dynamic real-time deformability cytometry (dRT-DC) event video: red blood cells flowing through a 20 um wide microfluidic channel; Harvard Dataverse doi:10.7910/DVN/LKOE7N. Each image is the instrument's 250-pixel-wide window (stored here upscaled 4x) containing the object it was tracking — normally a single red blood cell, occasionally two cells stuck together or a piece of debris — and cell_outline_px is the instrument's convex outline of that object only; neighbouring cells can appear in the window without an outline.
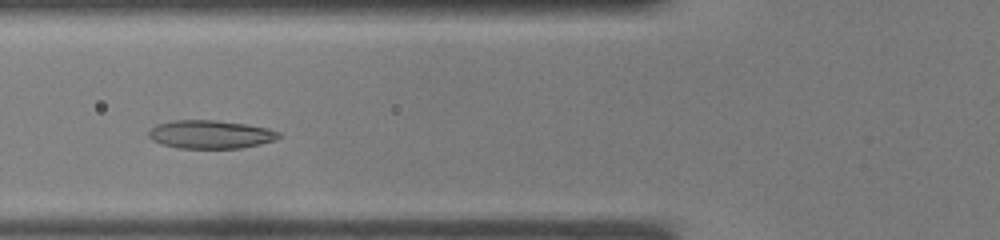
{"species": "common noctule bat (a hibernating species)", "species_latin": "Nyctalus noctula", "temperature_condition": "warm", "stored_images_in_passage": 33, "camera_frame_rate_fps": 3000, "um_per_image_px": 0.085, "animal": {"sex": "male", "body_mass_g": 19.0, "forearm_length_mm": 50.8}, "frame": {"image": 1, "passage_image": 10, "time_ms": 3.0, "image_size_px": [1000, 240], "cell_outline_px": [[280, 136], [276, 140], [260, 144], [240, 148], [180, 148], [160, 144], [152, 140], [148, 136], [148, 132], [156, 124], [172, 120], [216, 120], [248, 124], [268, 128], [280, 132]], "centroid_in_image_um": [17.89, 11.42], "position_along_channel_um": 107.9, "area_um2": 21.62}}
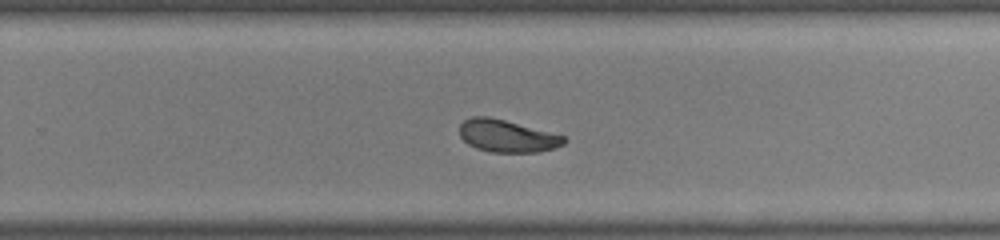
{"frame": {"image": 2, "passage_image": 20, "time_ms": 6.333, "image_size_px": [1000, 240], "cell_outline_px": [[568, 140], [564, 144], [556, 148], [540, 152], [492, 152], [476, 148], [468, 144], [460, 136], [460, 124], [464, 120], [472, 116], [488, 116], [504, 120], [564, 136]], "centroid_in_image_um": [43.1, 11.57], "position_along_channel_um": 286.7, "area_um2": 19.59}}
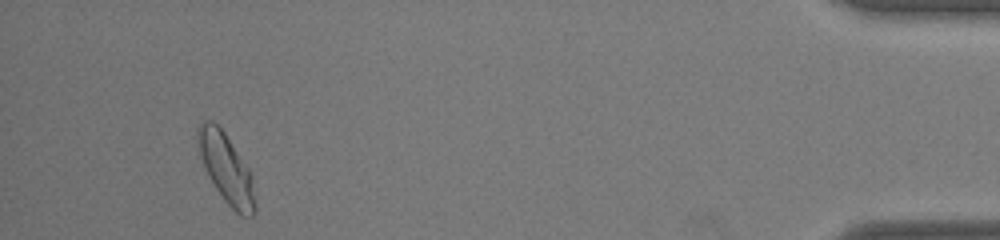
{"frame": {"image": 3, "passage_image": 31, "time_ms": 10.0, "image_size_px": [1000, 240], "cell_outline_px": [[256, 212], [252, 216], [240, 216], [228, 204], [216, 188], [208, 176], [200, 156], [196, 140], [196, 124], [204, 120], [212, 120], [224, 132], [248, 168], [252, 176], [256, 196]], "centroid_in_image_um": [19.22, 14.31], "position_along_channel_um": 416.0, "area_um2": 23.24}}